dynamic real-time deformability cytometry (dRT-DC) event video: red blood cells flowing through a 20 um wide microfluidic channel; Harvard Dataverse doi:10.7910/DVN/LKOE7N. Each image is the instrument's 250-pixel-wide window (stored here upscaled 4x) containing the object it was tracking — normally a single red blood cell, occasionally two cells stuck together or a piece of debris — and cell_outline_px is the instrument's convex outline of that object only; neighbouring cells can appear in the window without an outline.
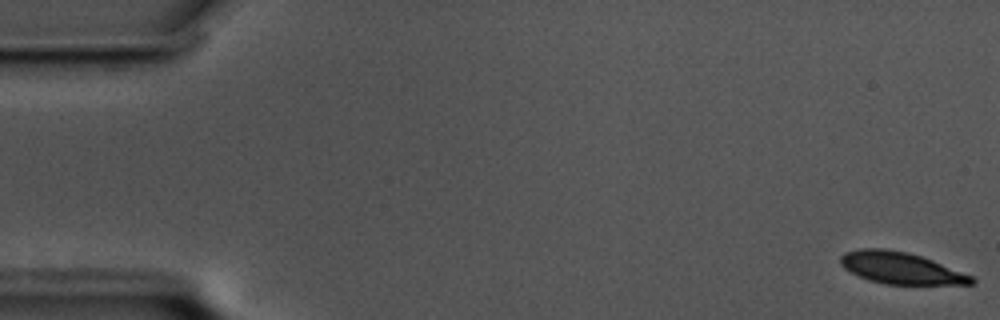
{"species": "common noctule bat (a hibernating species)", "species_latin": "Nyctalus noctula", "temperature_condition": "cold", "stored_images_in_passage": 58, "camera_frame_rate_fps": 3000, "um_per_image_px": 0.085, "animal": {"sex": "male", "body_mass_g": 17.5, "forearm_length_mm": 52.3}, "frame": {"image": 1, "passage_image": 1, "time_ms": 0.0, "image_size_px": [1000, 320], "cell_outline_px": [[976, 284], [888, 284], [868, 280], [844, 268], [840, 264], [840, 256], [844, 252], [860, 248], [884, 248], [908, 252], [932, 260], [972, 276], [976, 280]], "centroid_in_image_um": [76.54, 22.77], "position_along_channel_um": 8.5, "area_um2": 24.04}}
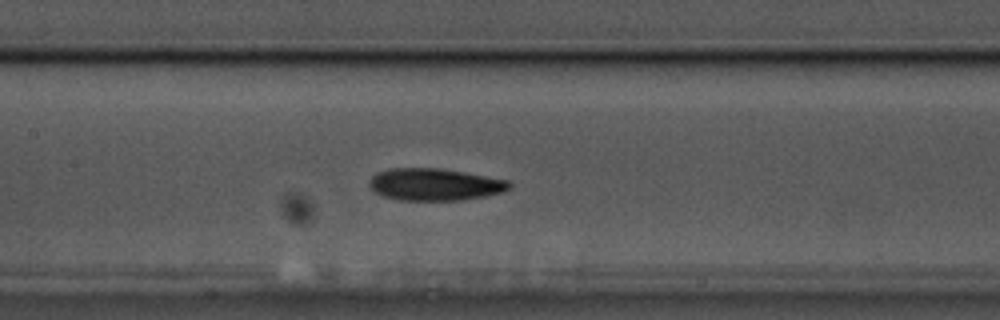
{"frame": {"image": 2, "passage_image": 27, "time_ms": 8.667, "image_size_px": [1000, 320], "cell_outline_px": [[512, 184], [504, 192], [484, 196], [460, 200], [396, 200], [384, 196], [376, 192], [368, 184], [368, 180], [376, 172], [388, 168], [440, 168], [508, 180]], "centroid_in_image_um": [36.91, 15.67], "position_along_channel_um": 170.5, "area_um2": 26.18}}
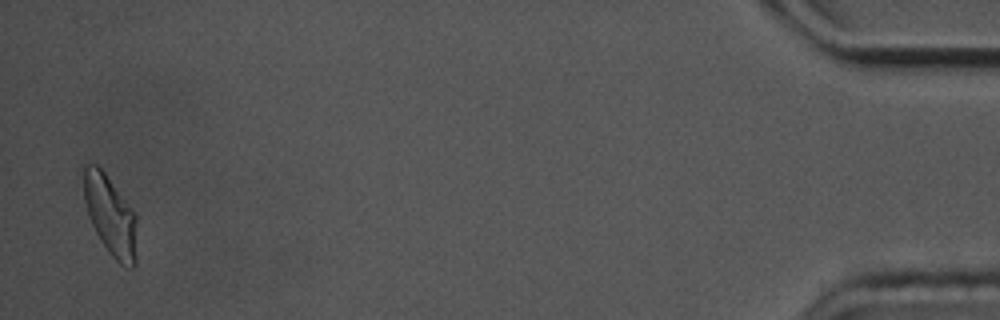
{"frame": {"image": 3, "passage_image": 57, "time_ms": 18.667, "image_size_px": [1000, 320], "cell_outline_px": [[136, 264], [132, 268], [128, 268], [120, 264], [108, 252], [100, 240], [88, 216], [84, 200], [84, 168], [88, 164], [96, 164], [104, 172], [132, 208], [136, 216]], "centroid_in_image_um": [9.4, 18.36], "position_along_channel_um": 425.8, "area_um2": 24.62}, "authors_computed_cell_mechanics": {"area_um2": 25.3453, "velocity_mm_per_s": 3.4553, "shape_relaxation_time_tau1_ms": 3.043, "shape_relaxation_time_tau2_ms": 3.5609, "deformation_change_tau1": 0.1037, "deformation_change_tau2": 0.1041}}